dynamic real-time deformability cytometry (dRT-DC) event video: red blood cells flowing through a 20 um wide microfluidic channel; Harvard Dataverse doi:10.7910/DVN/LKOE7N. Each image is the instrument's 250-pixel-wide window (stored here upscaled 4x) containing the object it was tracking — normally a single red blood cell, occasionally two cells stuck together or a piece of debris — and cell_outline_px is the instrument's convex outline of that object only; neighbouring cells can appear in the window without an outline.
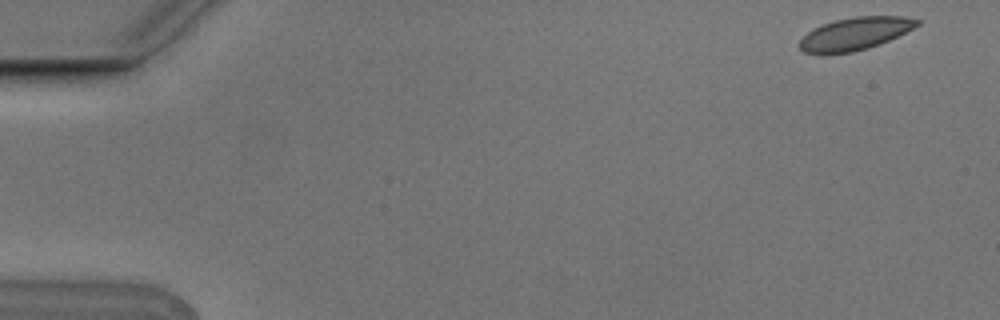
{"species": "Egyptian fruit bat (a non-hibernating species)", "species_latin": "Rousettus aegyptiacus", "temperature_condition": "cold", "stored_images_in_passage": 5, "camera_frame_rate_fps": 3000, "um_per_image_px": 0.085, "animal": {"sex": "male"}, "frame": {"image": 1, "passage_image": 1, "time_ms": 0.0, "image_size_px": [1000, 320], "cell_outline_px": [[920, 24], [880, 44], [868, 48], [852, 52], [824, 56], [804, 52], [796, 44], [812, 28], [836, 20], [852, 16], [904, 16], [920, 20]], "centroid_in_image_um": [72.6, 2.89], "position_along_channel_um": 12.4, "area_um2": 22.6}}